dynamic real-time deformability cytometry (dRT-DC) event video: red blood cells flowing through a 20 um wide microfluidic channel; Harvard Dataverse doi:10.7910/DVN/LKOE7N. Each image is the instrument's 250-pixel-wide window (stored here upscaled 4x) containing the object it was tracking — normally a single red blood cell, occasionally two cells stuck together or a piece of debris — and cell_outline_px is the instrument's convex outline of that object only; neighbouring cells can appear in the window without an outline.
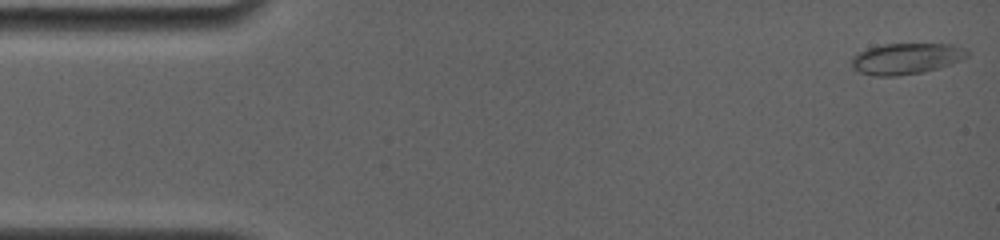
{"species": "common noctule bat (a hibernating species)", "species_latin": "Nyctalus noctula", "temperature_condition": "room temperature", "stored_images_in_passage": 57, "camera_frame_rate_fps": 4000, "um_per_image_px": 0.085, "animal": {"sex": "female", "body_mass_g": 19.0, "forearm_length_mm": 56.7}, "frame": {"image": 1, "passage_image": 1, "time_ms": 0.0, "image_size_px": [1000, 240], "cell_outline_px": [[968, 56], [952, 64], [920, 72], [896, 76], [876, 76], [860, 72], [852, 68], [852, 56], [868, 48], [884, 44], [952, 44], [964, 48], [968, 52]], "centroid_in_image_um": [77.02, 4.98], "position_along_channel_um": 8.0, "area_um2": 20.69}}
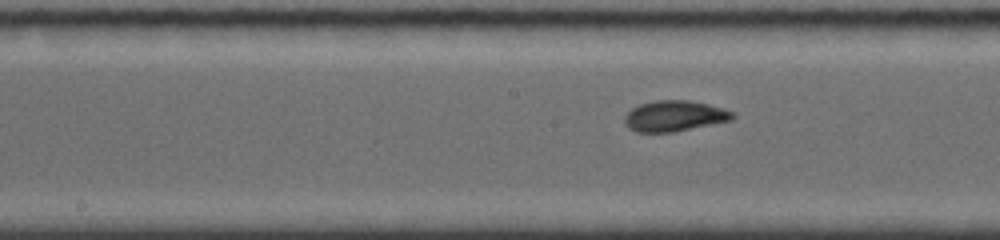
{"frame": {"image": 2, "passage_image": 27, "time_ms": 8.0, "image_size_px": [1000, 240], "cell_outline_px": [[736, 116], [732, 120], [672, 132], [636, 132], [628, 128], [624, 124], [624, 116], [632, 108], [640, 104], [656, 100], [688, 100], [708, 104], [724, 108], [732, 112]], "centroid_in_image_um": [57.31, 9.86], "position_along_channel_um": 190.9, "area_um2": 19.36}}
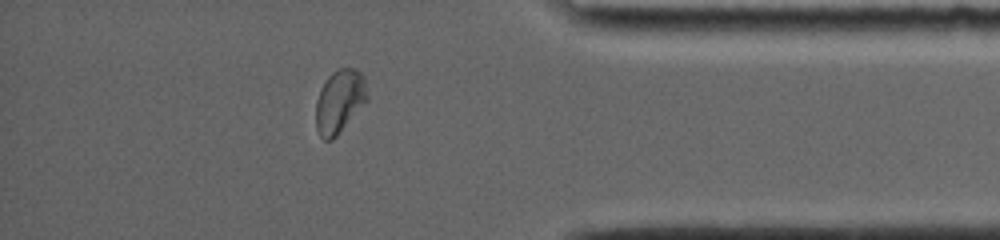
{"frame": {"image": 3, "passage_image": 49, "time_ms": 14.0, "image_size_px": [1000, 240], "cell_outline_px": [[368, 100], [336, 136], [332, 140], [324, 140], [320, 136], [316, 128], [316, 100], [320, 88], [328, 76], [336, 68], [356, 68], [364, 76], [368, 96]], "centroid_in_image_um": [28.86, 8.59], "position_along_channel_um": 406.3, "area_um2": 19.07}, "authors_computed_cell_mechanics": {"area_um2": 19.074, "velocity_mm_per_s": 3.7899, "shape_relaxation_time_tau1_ms": 4.5804, "shape_relaxation_time_tau2_ms": 0.8435, "deformation_change_tau1": 0.1555, "deformation_change_tau2": 0.0438}}